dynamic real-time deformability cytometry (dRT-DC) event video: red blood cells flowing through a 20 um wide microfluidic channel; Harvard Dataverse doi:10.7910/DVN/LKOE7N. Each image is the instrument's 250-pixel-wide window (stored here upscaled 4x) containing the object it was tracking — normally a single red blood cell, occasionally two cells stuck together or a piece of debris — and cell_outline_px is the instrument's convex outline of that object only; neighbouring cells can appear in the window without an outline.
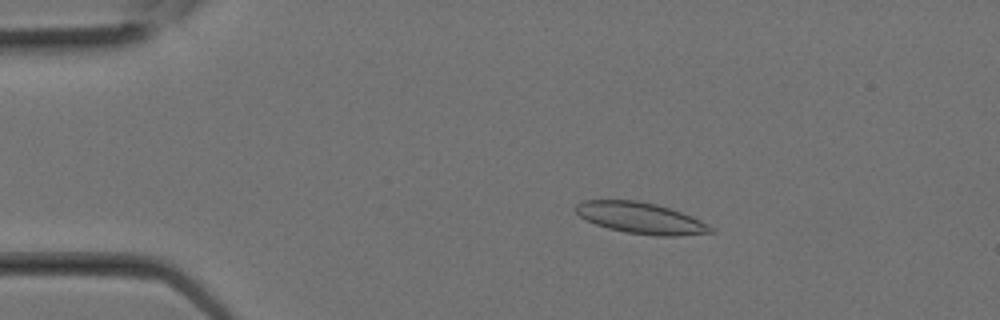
{"species": "Egyptian fruit bat (a non-hibernating species)", "species_latin": "Rousettus aegyptiacus", "temperature_condition": "room temperature", "stored_images_in_passage": 15, "camera_frame_rate_fps": 3000, "um_per_image_px": 0.085, "animal": {"sex": "female"}, "frame": {"image": 1, "passage_image": 4, "time_ms": 1.0, "image_size_px": [1000, 320], "cell_outline_px": [[716, 232], [676, 236], [656, 236], [624, 232], [608, 228], [596, 224], [580, 216], [576, 212], [576, 204], [584, 200], [636, 200], [656, 204], [692, 216], [708, 224]], "centroid_in_image_um": [54.48, 18.54], "position_along_channel_um": 30.5, "area_um2": 24.39}}
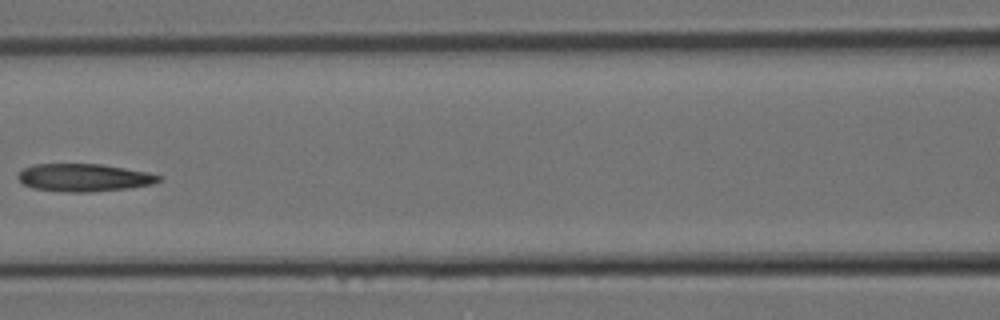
{"frame": {"image": 2, "passage_image": 11, "time_ms": 3.333, "image_size_px": [1000, 320], "cell_outline_px": [[160, 180], [152, 184], [128, 188], [88, 192], [72, 192], [32, 188], [24, 184], [16, 176], [24, 168], [32, 164], [100, 164], [148, 172], [160, 176]], "centroid_in_image_um": [7.11, 15.09], "position_along_channel_um": 159.5, "area_um2": 22.48}}
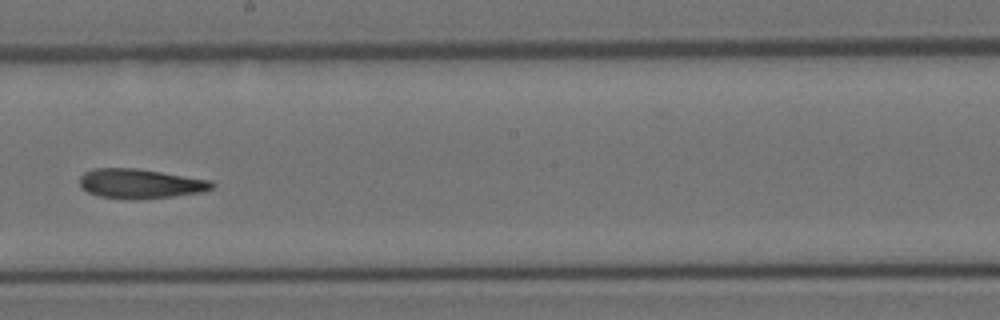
{"frame": {"image": 3, "passage_image": 14, "time_ms": 4.333, "image_size_px": [1000, 320], "cell_outline_px": [[216, 184], [212, 188], [204, 192], [172, 196], [100, 196], [88, 192], [80, 188], [80, 176], [84, 172], [92, 168], [136, 168], [212, 180]], "centroid_in_image_um": [11.94, 15.55], "position_along_channel_um": 236.3, "area_um2": 21.91}}